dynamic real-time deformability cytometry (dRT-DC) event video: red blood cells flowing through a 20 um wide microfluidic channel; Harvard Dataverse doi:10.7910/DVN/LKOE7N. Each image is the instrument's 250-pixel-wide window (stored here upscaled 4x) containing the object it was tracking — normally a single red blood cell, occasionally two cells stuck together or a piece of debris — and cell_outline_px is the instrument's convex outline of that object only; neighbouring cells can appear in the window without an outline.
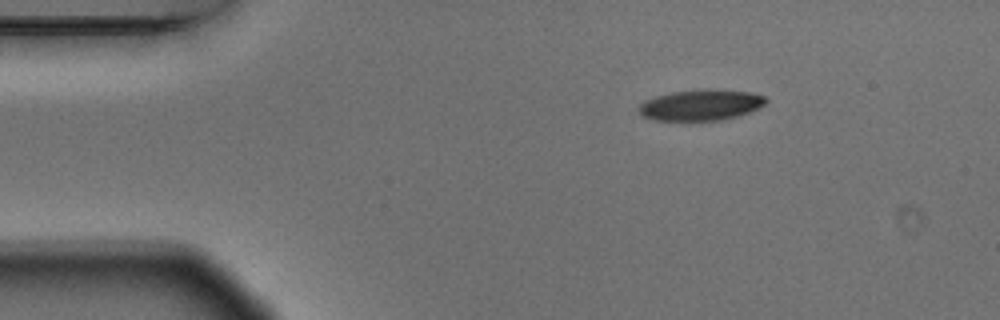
{"species": "Egyptian fruit bat (a non-hibernating species)", "species_latin": "Rousettus aegyptiacus", "temperature_condition": "warm", "stored_images_in_passage": 4, "camera_frame_rate_fps": 3000, "um_per_image_px": 0.085, "animal": {"sex": "male"}, "frame": {"image": 1, "passage_image": 1, "time_ms": 0.0, "image_size_px": [1000, 320], "cell_outline_px": [[768, 100], [760, 108], [736, 116], [720, 120], [656, 120], [644, 116], [640, 112], [640, 104], [644, 100], [656, 96], [672, 92], [700, 88], [716, 88], [752, 92], [764, 96]], "centroid_in_image_um": [59.62, 8.89], "position_along_channel_um": 25.4, "area_um2": 23.0}}
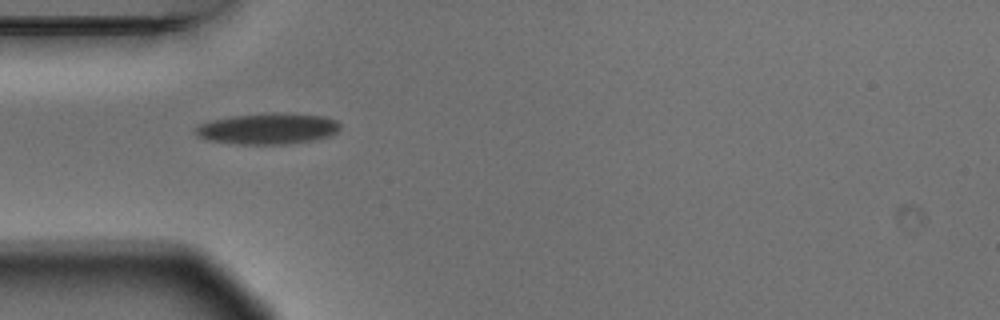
{"frame": {"image": 2, "passage_image": 3, "time_ms": 0.667, "image_size_px": [1000, 320], "cell_outline_px": [[340, 128], [332, 136], [312, 140], [288, 144], [240, 144], [208, 140], [196, 136], [196, 128], [200, 124], [208, 120], [232, 116], [272, 112], [276, 112], [324, 116], [336, 120], [340, 124]], "centroid_in_image_um": [22.78, 10.93], "position_along_channel_um": 62.2, "area_um2": 26.3}}
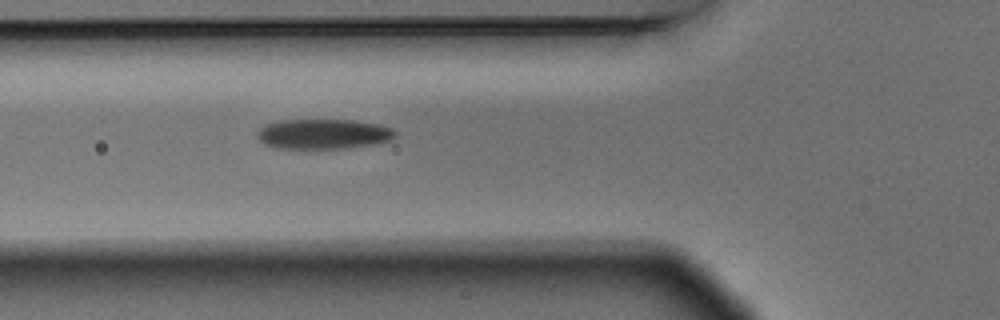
{"frame": {"image": 3, "passage_image": 4, "time_ms": 1.0, "image_size_px": [1000, 320], "cell_outline_px": [[396, 136], [392, 140], [380, 144], [348, 148], [276, 148], [264, 144], [256, 136], [256, 132], [264, 124], [280, 120], [356, 120], [380, 124], [392, 128], [396, 132]], "centroid_in_image_um": [27.52, 11.39], "position_along_channel_um": 98.3, "area_um2": 24.57}}